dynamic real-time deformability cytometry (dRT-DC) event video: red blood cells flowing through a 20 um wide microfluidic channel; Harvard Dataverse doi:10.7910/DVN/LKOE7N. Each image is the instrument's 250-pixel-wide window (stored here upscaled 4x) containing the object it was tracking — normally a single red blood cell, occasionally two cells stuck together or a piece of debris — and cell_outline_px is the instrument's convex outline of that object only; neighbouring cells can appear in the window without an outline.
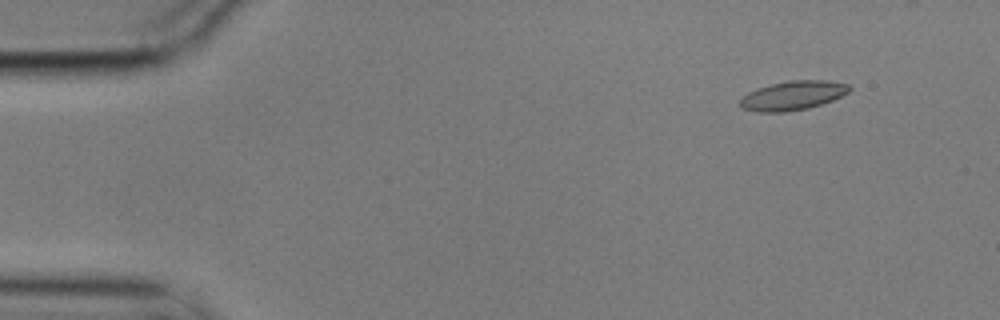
{"species": "common noctule bat (a hibernating species)", "species_latin": "Nyctalus noctula", "temperature_condition": "cold", "stored_images_in_passage": 4, "camera_frame_rate_fps": 3000, "um_per_image_px": 0.085, "animal": {"sex": "male", "body_mass_g": 17.9}, "frame": {"image": 1, "passage_image": 1, "time_ms": 0.0, "image_size_px": [1000, 320], "cell_outline_px": [[852, 88], [848, 92], [832, 100], [808, 108], [784, 112], [760, 112], [740, 108], [740, 100], [748, 92], [756, 88], [772, 84], [792, 80], [824, 80], [848, 84]], "centroid_in_image_um": [67.37, 8.12], "position_along_channel_um": 17.6, "area_um2": 18.38}}
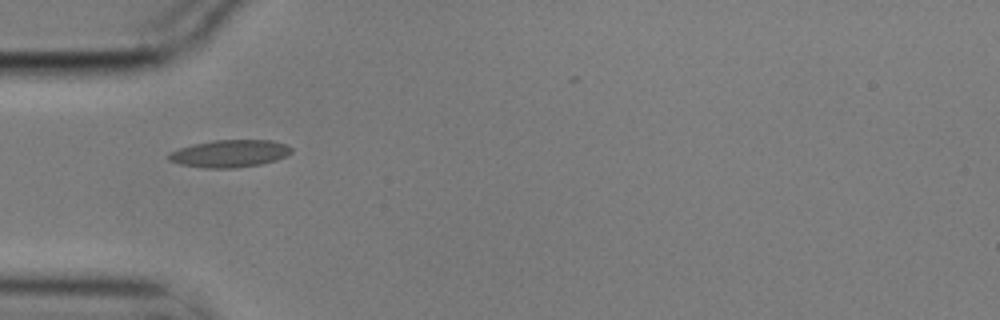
{"frame": {"image": 2, "passage_image": 3, "time_ms": 0.667, "image_size_px": [1000, 320], "cell_outline_px": [[292, 152], [288, 156], [276, 160], [260, 164], [236, 168], [204, 168], [180, 164], [168, 160], [168, 152], [192, 144], [212, 140], [272, 140], [284, 144], [292, 148]], "centroid_in_image_um": [19.52, 13.05], "position_along_channel_um": 65.5, "area_um2": 19.71}}
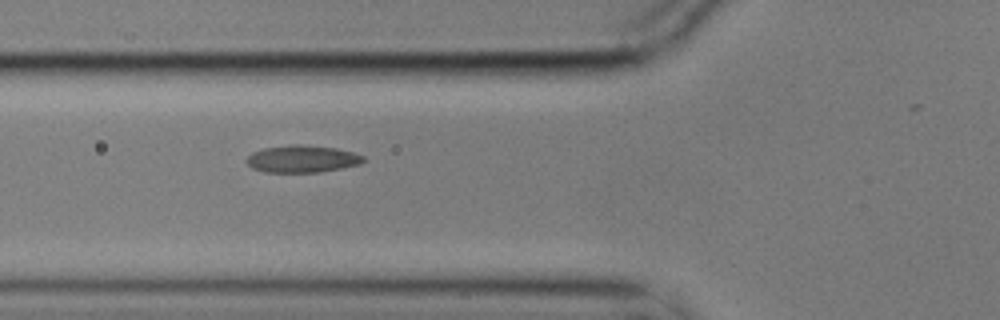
{"frame": {"image": 3, "passage_image": 4, "time_ms": 1.0, "image_size_px": [1000, 320], "cell_outline_px": [[364, 160], [360, 164], [320, 172], [264, 172], [252, 168], [244, 160], [252, 152], [264, 148], [292, 144], [300, 144], [336, 148], [352, 152], [364, 156]], "centroid_in_image_um": [25.65, 13.5], "position_along_channel_um": 100.2, "area_um2": 18.5}}